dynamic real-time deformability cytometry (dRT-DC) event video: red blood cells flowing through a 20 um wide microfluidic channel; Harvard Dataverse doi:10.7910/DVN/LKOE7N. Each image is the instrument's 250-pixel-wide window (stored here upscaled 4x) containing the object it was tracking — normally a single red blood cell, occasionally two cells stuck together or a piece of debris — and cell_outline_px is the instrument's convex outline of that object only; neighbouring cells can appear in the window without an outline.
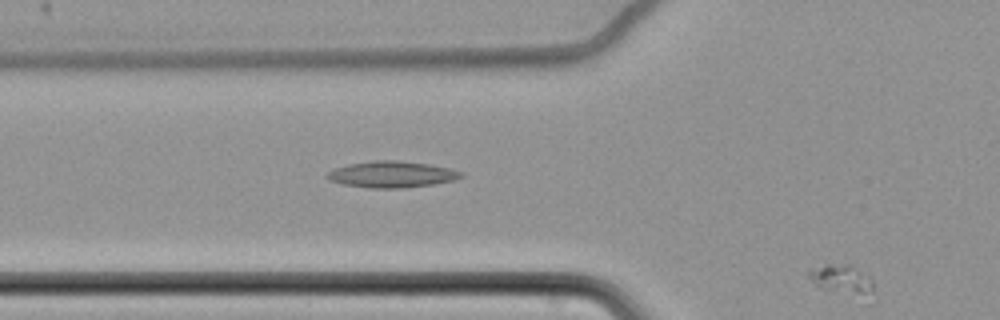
{"species": "common noctule bat (a hibernating species)", "species_latin": "Nyctalus noctula", "temperature_condition": "cold", "stored_images_in_passage": 26, "camera_frame_rate_fps": 3000, "um_per_image_px": 0.085, "animal": {"sex": "female", "body_mass_g": 22.7, "forearm_length_mm": 54.2}, "frame": {"image": 1, "passage_image": 26, "time_ms": 8.333, "image_size_px": [1000, 320], "cell_outline_px": [[876, 300], [868, 304], [824, 288], [816, 284], [808, 276], [808, 272], [824, 264], [852, 264], [872, 276]], "centroid_in_image_um": [71.84, 23.9], "position_along_channel_um": 54.0, "area_um2": 12.54}}